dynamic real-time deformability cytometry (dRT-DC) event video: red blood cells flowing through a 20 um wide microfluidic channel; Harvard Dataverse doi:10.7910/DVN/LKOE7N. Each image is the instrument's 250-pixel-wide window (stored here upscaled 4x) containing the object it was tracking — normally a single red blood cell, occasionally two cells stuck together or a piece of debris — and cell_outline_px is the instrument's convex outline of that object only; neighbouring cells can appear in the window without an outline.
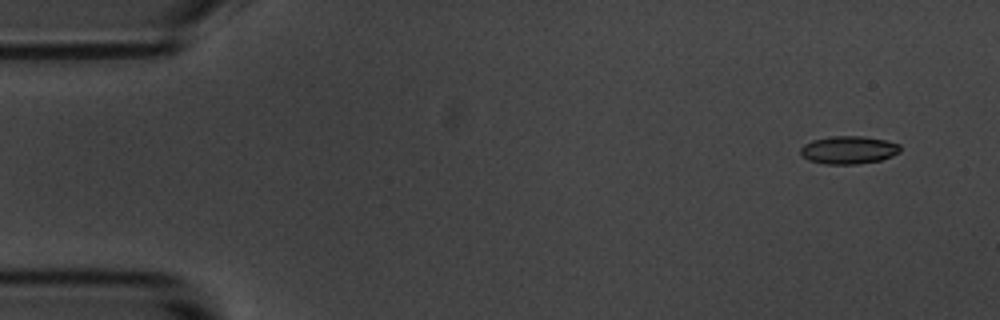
{"species": "common noctule bat (a hibernating species)", "species_latin": "Nyctalus noctula", "temperature_condition": "room temperature", "stored_images_in_passage": 5, "camera_frame_rate_fps": 3000, "um_per_image_px": 0.085, "animal": {"sex": "male", "body_mass_g": 20.1, "forearm_length_mm": 53.5}, "frame": {"image": 1, "passage_image": 1, "time_ms": 0.0, "image_size_px": [1000, 320], "cell_outline_px": [[900, 152], [892, 156], [880, 160], [856, 164], [824, 164], [808, 160], [800, 152], [800, 148], [804, 144], [812, 140], [832, 136], [864, 136], [884, 140], [900, 144]], "centroid_in_image_um": [72.13, 12.74], "position_along_channel_um": 12.9, "area_um2": 16.18}}
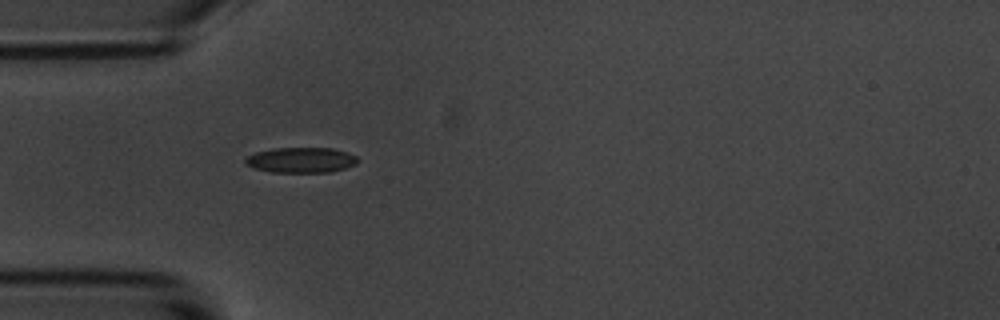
{"frame": {"image": 2, "passage_image": 5, "time_ms": 4.333, "image_size_px": [1000, 320], "cell_outline_px": [[360, 160], [356, 164], [332, 172], [272, 172], [252, 168], [244, 164], [244, 160], [248, 156], [256, 152], [272, 148], [332, 148], [356, 156]], "centroid_in_image_um": [25.56, 13.61], "position_along_channel_um": 59.4, "area_um2": 16.65}}